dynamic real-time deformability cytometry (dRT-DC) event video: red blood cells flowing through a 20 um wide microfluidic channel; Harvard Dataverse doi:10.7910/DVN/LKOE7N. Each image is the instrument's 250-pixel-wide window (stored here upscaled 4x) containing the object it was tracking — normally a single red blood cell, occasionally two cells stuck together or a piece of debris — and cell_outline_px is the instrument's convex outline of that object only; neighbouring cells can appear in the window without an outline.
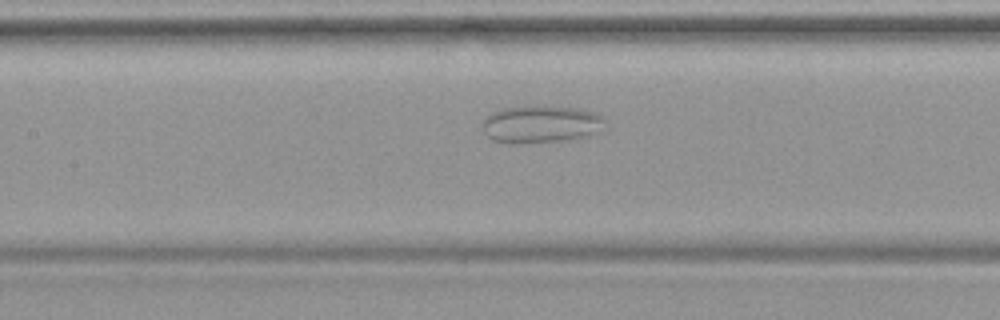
{"species": "common noctule bat (a hibernating species)", "species_latin": "Nyctalus noctula", "temperature_condition": "warm", "stored_images_in_passage": 49, "camera_frame_rate_fps": 3000, "um_per_image_px": 0.085, "animal": {"sex": "female", "body_mass_g": 19.9}, "frame": {"image": 1, "passage_image": 23, "time_ms": 7.333, "image_size_px": [1000, 320], "cell_outline_px": [[604, 132], [588, 136], [564, 140], [512, 144], [492, 140], [484, 132], [484, 116], [492, 112], [504, 108], [580, 108], [604, 116]], "centroid_in_image_um": [46.03, 10.6], "position_along_channel_um": 161.4, "area_um2": 26.3}}
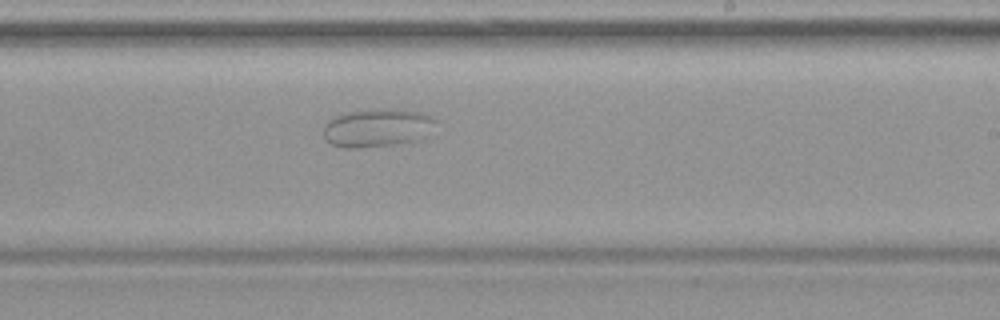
{"frame": {"image": 2, "passage_image": 30, "time_ms": 9.667, "image_size_px": [1000, 320], "cell_outline_px": [[436, 120], [420, 140], [400, 144], [360, 148], [340, 148], [324, 140], [324, 124], [332, 116], [348, 112], [376, 108], [396, 108], [420, 112], [432, 116]], "centroid_in_image_um": [32.01, 10.86], "position_along_channel_um": 257.0, "area_um2": 25.43}}
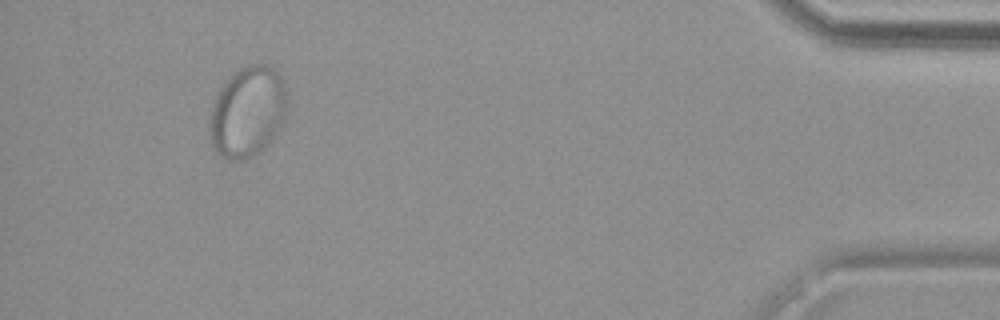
{"frame": {"image": 3, "passage_image": 46, "time_ms": 15.0, "image_size_px": [1000, 320], "cell_outline_px": [[288, 108], [284, 120], [280, 128], [272, 140], [260, 152], [252, 156], [240, 160], [228, 160], [220, 156], [212, 148], [212, 104], [220, 88], [228, 76], [232, 72], [248, 64], [268, 64], [276, 68], [284, 80], [288, 100]], "centroid_in_image_um": [21.11, 9.46], "position_along_channel_um": 414.1, "area_um2": 41.44}}